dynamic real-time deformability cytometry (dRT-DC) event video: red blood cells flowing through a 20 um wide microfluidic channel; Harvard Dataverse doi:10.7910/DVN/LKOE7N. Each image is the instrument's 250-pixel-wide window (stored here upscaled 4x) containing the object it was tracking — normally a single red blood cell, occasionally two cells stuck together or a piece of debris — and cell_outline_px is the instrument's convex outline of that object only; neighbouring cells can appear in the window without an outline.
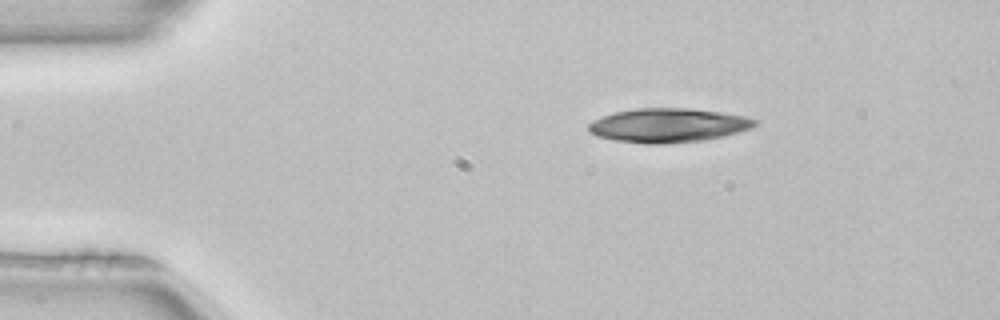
{"species": "common noctule bat (a hibernating species)", "species_latin": "Nyctalus noctula", "temperature_condition": "room temperature", "stored_images_in_passage": 2, "camera_frame_rate_fps": 3000, "um_per_image_px": 0.085, "animal": {"sex": "female", "body_mass_g": 22.7, "forearm_length_mm": 54.2}, "frame": {"image": 1, "passage_image": 1, "time_ms": 0.0, "image_size_px": [1000, 320], "cell_outline_px": [[760, 120], [752, 128], [724, 136], [704, 140], [664, 144], [644, 144], [616, 140], [596, 136], [588, 132], [588, 124], [592, 120], [616, 112], [636, 108], [688, 108], [720, 112], [744, 116]], "centroid_in_image_um": [56.8, 10.66], "position_along_channel_um": 28.2, "area_um2": 33.12}}